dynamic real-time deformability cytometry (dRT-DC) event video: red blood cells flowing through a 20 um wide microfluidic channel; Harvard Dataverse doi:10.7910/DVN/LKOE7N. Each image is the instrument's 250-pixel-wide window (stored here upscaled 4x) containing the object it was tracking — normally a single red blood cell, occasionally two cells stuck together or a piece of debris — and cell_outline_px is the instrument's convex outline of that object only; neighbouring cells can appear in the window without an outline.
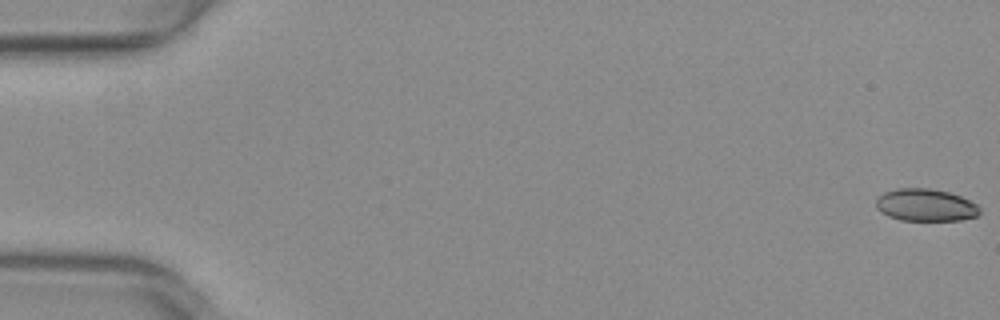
{"species": "common noctule bat (a hibernating species)", "species_latin": "Nyctalus noctula", "temperature_condition": "warm", "stored_images_in_passage": 5, "camera_frame_rate_fps": 3000, "um_per_image_px": 0.085, "animal": {"sex": "female", "body_mass_g": 29.2, "forearm_length_mm": 56.3}, "frame": {"image": 1, "passage_image": 1, "time_ms": 0.0, "image_size_px": [1000, 320], "cell_outline_px": [[980, 212], [976, 216], [960, 220], [900, 220], [888, 216], [880, 212], [876, 208], [876, 200], [884, 192], [896, 188], [928, 188], [948, 192], [960, 196], [976, 204], [980, 208]], "centroid_in_image_um": [78.65, 17.43], "position_along_channel_um": 6.4, "area_um2": 19.48}}